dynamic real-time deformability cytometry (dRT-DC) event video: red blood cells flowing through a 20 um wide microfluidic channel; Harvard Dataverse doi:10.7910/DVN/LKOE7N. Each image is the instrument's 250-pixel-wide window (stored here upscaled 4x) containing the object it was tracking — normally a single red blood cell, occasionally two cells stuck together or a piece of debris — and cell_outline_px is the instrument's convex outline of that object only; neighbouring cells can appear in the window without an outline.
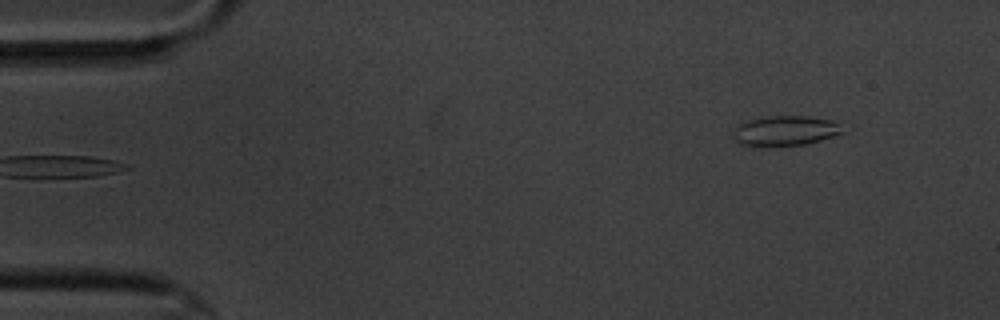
{"species": "common noctule bat (a hibernating species)", "species_latin": "Nyctalus noctula", "temperature_condition": "cold", "stored_images_in_passage": 6, "camera_frame_rate_fps": 3000, "um_per_image_px": 0.085, "animal": {"sex": "male", "body_mass_g": 20.1, "forearm_length_mm": 53.5}, "frame": {"image": 1, "passage_image": 1, "time_ms": 0.0, "image_size_px": [1000, 320], "cell_outline_px": [[848, 132], [820, 140], [804, 144], [740, 144], [732, 140], [732, 132], [740, 124], [748, 120], [768, 116], [808, 116], [832, 120], [840, 124]], "centroid_in_image_um": [66.81, 11.08], "position_along_channel_um": 18.2, "area_um2": 18.79}}
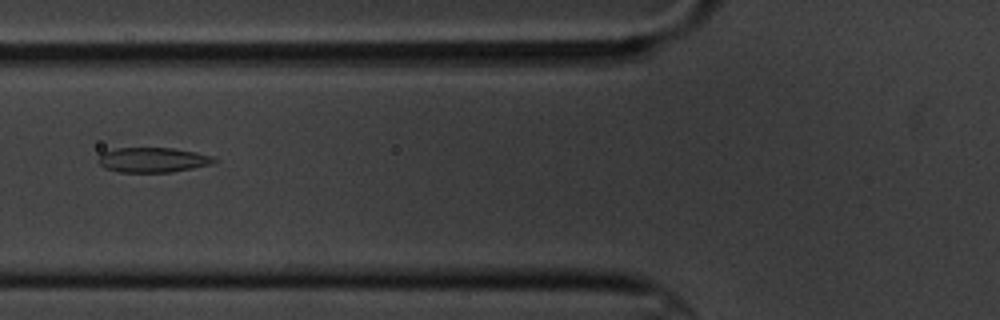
{"frame": {"image": 2, "passage_image": 5, "time_ms": 5.333, "image_size_px": [1000, 320], "cell_outline_px": [[216, 160], [212, 164], [172, 172], [120, 172], [104, 168], [96, 160], [100, 152], [116, 148], [172, 148], [196, 152], [212, 156]], "centroid_in_image_um": [12.93, 13.59], "position_along_channel_um": 112.9, "area_um2": 16.88}}
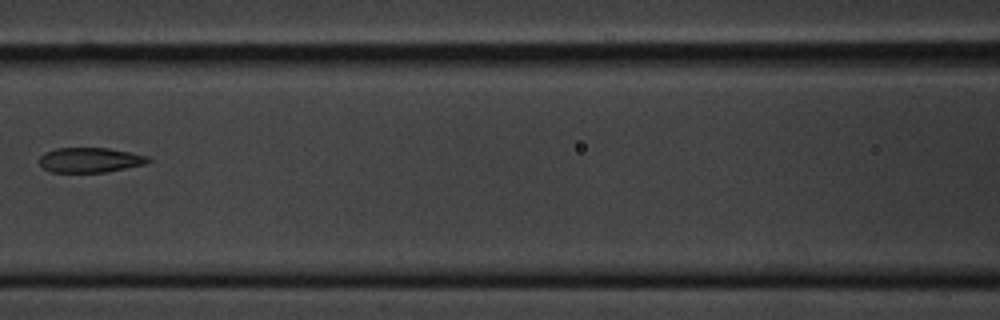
{"frame": {"image": 3, "passage_image": 6, "time_ms": 6.667, "image_size_px": [1000, 320], "cell_outline_px": [[152, 160], [148, 164], [104, 172], [52, 172], [44, 168], [40, 164], [40, 156], [44, 152], [56, 148], [108, 148], [148, 156]], "centroid_in_image_um": [7.67, 13.6], "position_along_channel_um": 158.9, "area_um2": 15.78}}